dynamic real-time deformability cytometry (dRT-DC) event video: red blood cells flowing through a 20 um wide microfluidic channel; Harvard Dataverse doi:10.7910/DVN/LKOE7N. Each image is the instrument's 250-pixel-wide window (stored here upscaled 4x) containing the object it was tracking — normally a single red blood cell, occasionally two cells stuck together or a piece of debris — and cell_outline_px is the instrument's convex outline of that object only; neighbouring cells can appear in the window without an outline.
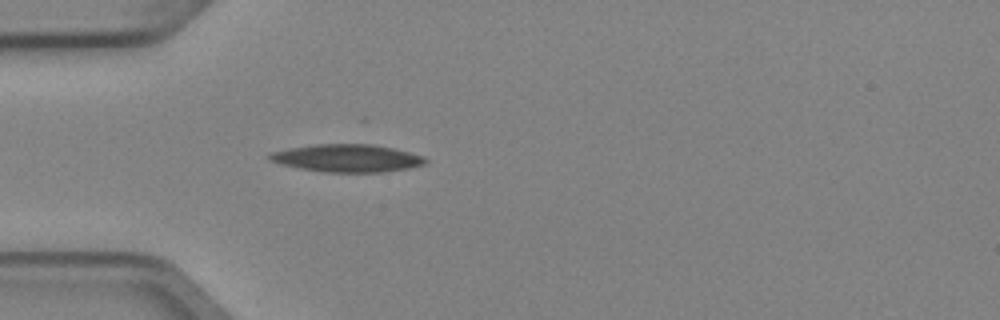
{"species": "Egyptian fruit bat (a non-hibernating species)", "species_latin": "Rousettus aegyptiacus", "temperature_condition": "cold", "stored_images_in_passage": 3, "camera_frame_rate_fps": 3000, "um_per_image_px": 0.085, "animal": {"sex": "female"}, "frame": {"image": 1, "passage_image": 3, "time_ms": 0.667, "image_size_px": [1000, 320], "cell_outline_px": [[428, 160], [424, 164], [408, 168], [384, 172], [324, 172], [300, 168], [268, 160], [268, 156], [272, 152], [288, 148], [316, 144], [372, 144], [392, 148], [424, 156]], "centroid_in_image_um": [29.52, 13.44], "position_along_channel_um": 55.5, "area_um2": 24.91}}